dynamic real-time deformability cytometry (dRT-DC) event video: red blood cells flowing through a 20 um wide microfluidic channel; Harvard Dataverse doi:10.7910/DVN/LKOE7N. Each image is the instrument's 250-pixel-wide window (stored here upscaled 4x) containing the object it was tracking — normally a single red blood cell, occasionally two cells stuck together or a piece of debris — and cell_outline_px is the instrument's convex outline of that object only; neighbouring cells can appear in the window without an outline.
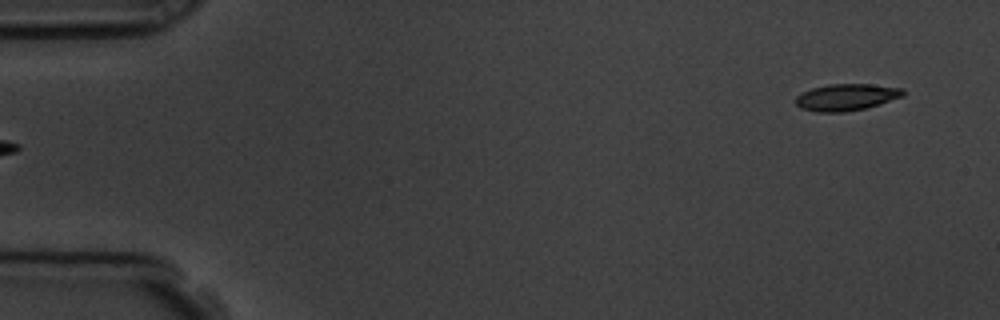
{"species": "common noctule bat (a hibernating species)", "species_latin": "Nyctalus noctula", "temperature_condition": "room temperature", "stored_images_in_passage": 14, "camera_frame_rate_fps": 3000, "um_per_image_px": 0.085, "animal": {"sex": "male", "body_mass_g": 19.5, "forearm_length_mm": 54.6}, "frame": {"image": 1, "passage_image": 1, "time_ms": 0.0, "image_size_px": [1000, 320], "cell_outline_px": [[904, 96], [880, 104], [864, 108], [844, 112], [816, 112], [800, 108], [796, 104], [796, 96], [800, 92], [812, 88], [828, 84], [872, 84], [904, 88]], "centroid_in_image_um": [71.93, 8.25], "position_along_channel_um": 13.1, "area_um2": 16.88}}
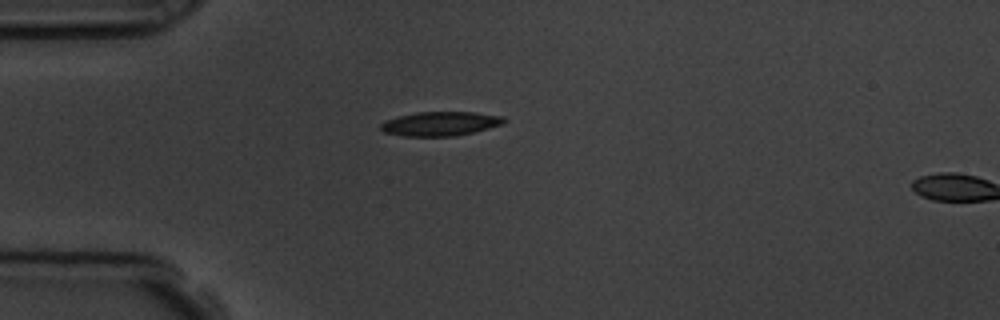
{"frame": {"image": 2, "passage_image": 12, "time_ms": 3.667, "image_size_px": [1000, 320], "cell_outline_px": [[508, 120], [504, 124], [456, 136], [404, 136], [384, 132], [380, 128], [380, 124], [384, 120], [416, 112], [476, 112], [504, 116]], "centroid_in_image_um": [37.46, 10.51], "position_along_channel_um": 47.5, "area_um2": 17.46}}